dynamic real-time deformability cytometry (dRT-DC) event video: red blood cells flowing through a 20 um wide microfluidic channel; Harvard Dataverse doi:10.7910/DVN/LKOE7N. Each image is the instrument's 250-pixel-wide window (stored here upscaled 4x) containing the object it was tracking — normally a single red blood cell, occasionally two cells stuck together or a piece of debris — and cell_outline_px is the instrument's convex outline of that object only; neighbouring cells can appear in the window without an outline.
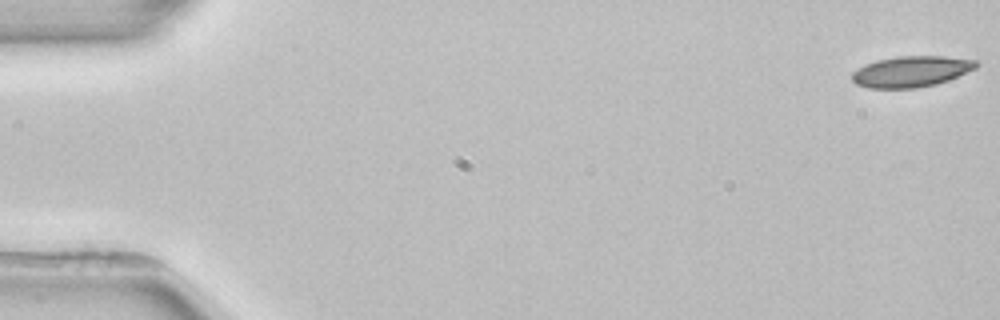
{"species": "common noctule bat (a hibernating species)", "species_latin": "Nyctalus noctula", "temperature_condition": "room temperature", "stored_images_in_passage": 4, "camera_frame_rate_fps": 3000, "um_per_image_px": 0.085, "animal": {"sex": "female", "body_mass_g": 22.7, "forearm_length_mm": 54.2}, "frame": {"image": 1, "passage_image": 1, "time_ms": 0.0, "image_size_px": [1000, 320], "cell_outline_px": [[980, 64], [976, 68], [948, 80], [936, 84], [916, 88], [868, 88], [856, 84], [852, 80], [852, 72], [864, 64], [876, 60], [900, 56], [944, 56], [976, 60]], "centroid_in_image_um": [77.44, 6.07], "position_along_channel_um": 7.6, "area_um2": 22.43}}
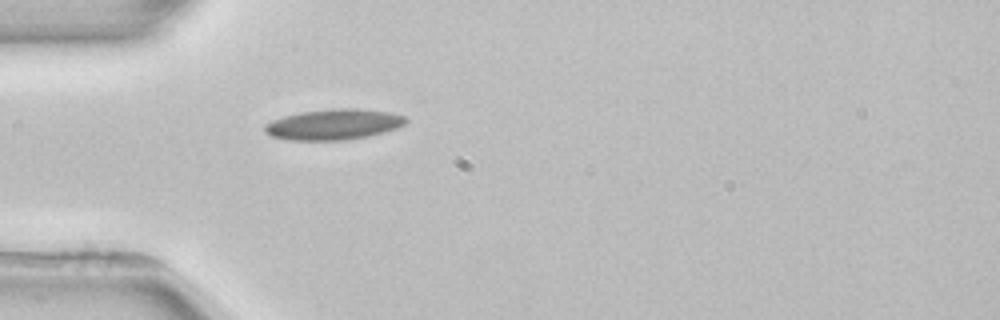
{"frame": {"image": 2, "passage_image": 4, "time_ms": 5.0, "image_size_px": [1000, 320], "cell_outline_px": [[408, 120], [404, 124], [396, 128], [384, 132], [368, 136], [344, 140], [288, 140], [272, 136], [264, 132], [264, 124], [272, 120], [284, 116], [300, 112], [332, 108], [360, 108], [392, 112], [404, 116]], "centroid_in_image_um": [28.36, 10.56], "position_along_channel_um": 56.6, "area_um2": 25.37}}